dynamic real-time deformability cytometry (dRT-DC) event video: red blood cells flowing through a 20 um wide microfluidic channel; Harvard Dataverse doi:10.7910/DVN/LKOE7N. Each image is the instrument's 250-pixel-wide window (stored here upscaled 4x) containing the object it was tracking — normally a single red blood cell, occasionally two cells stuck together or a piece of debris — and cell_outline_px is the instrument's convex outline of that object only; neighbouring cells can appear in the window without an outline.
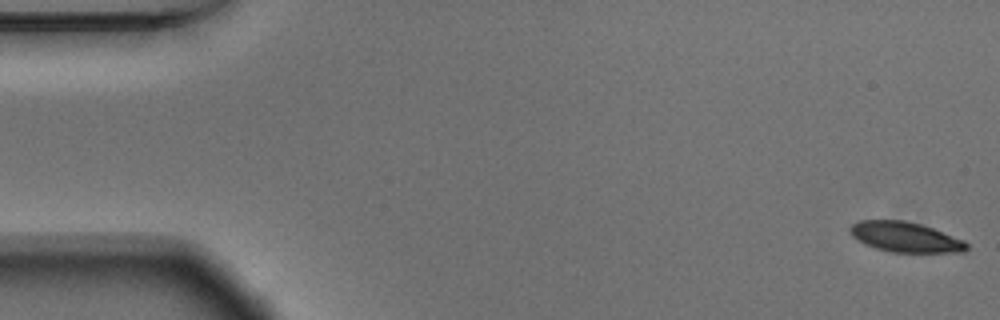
{"species": "Egyptian fruit bat (a non-hibernating species)", "species_latin": "Rousettus aegyptiacus", "temperature_condition": "warm", "stored_images_in_passage": 54, "camera_frame_rate_fps": 3000, "um_per_image_px": 0.085, "animal": {"sex": "male"}, "frame": {"image": 1, "passage_image": 1, "time_ms": 0.0, "image_size_px": [1000, 320], "cell_outline_px": [[968, 248], [964, 252], [892, 252], [876, 248], [864, 244], [852, 236], [848, 228], [852, 224], [860, 220], [908, 220], [932, 228], [964, 240], [968, 244]], "centroid_in_image_um": [76.93, 20.14], "position_along_channel_um": 8.1, "area_um2": 20.46}}
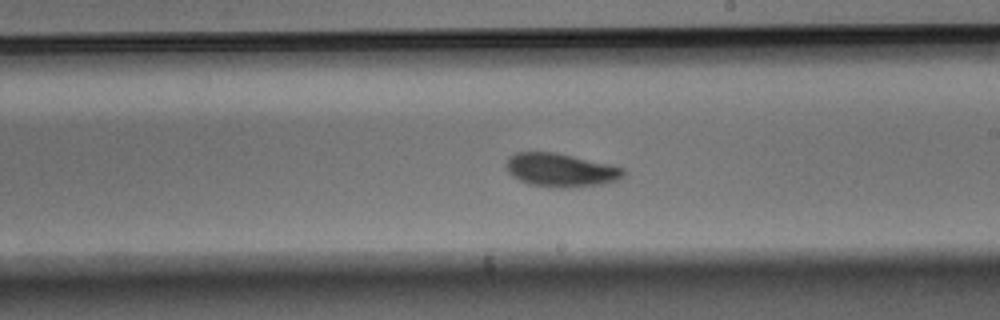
{"frame": {"image": 2, "passage_image": 31, "time_ms": 10.0, "image_size_px": [1000, 320], "cell_outline_px": [[624, 176], [620, 180], [604, 184], [564, 188], [528, 184], [512, 176], [504, 168], [504, 164], [508, 156], [516, 152], [556, 152], [612, 164], [624, 168]], "centroid_in_image_um": [47.66, 14.44], "position_along_channel_um": 241.3, "area_um2": 23.29}}
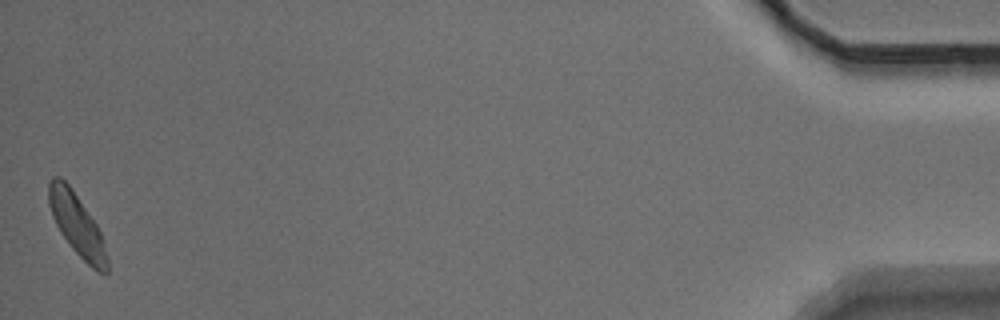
{"frame": {"image": 3, "passage_image": 54, "time_ms": 17.667, "image_size_px": [1000, 320], "cell_outline_px": [[108, 272], [104, 276], [96, 272], [72, 248], [60, 232], [52, 216], [48, 204], [48, 184], [52, 176], [60, 176], [72, 188], [96, 224], [100, 232], [108, 260]], "centroid_in_image_um": [6.53, 19.1], "position_along_channel_um": 428.7, "area_um2": 20.98}, "authors_computed_cell_mechanics": {"area_um2": 21.8195, "velocity_mm_per_s": 3.6814, "shape_relaxation_time_tau1_ms": 2.4237, "shape_relaxation_time_tau2_ms": 3.435, "deformation_change_tau1": 0.1181, "deformation_change_tau2": 0.0815}}